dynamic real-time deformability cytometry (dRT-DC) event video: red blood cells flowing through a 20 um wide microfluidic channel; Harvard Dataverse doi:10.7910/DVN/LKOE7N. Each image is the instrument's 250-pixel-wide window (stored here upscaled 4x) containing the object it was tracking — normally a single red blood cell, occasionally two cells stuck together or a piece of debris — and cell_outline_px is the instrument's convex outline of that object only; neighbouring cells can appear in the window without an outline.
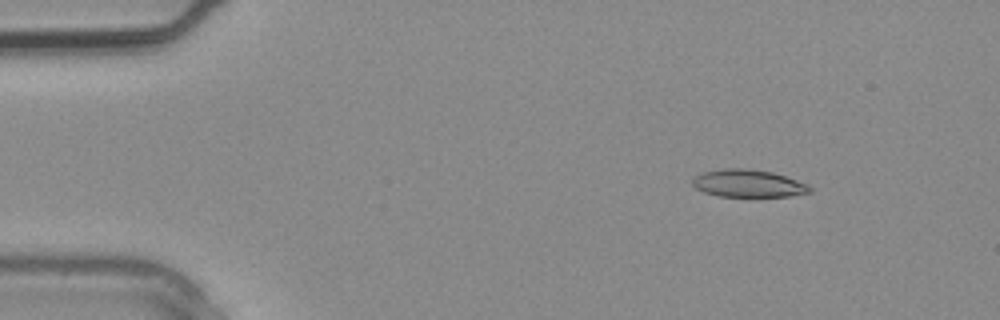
{"species": "common noctule bat (a hibernating species)", "species_latin": "Nyctalus noctula", "temperature_condition": "warm", "stored_images_in_passage": 2, "camera_frame_rate_fps": 3000, "um_per_image_px": 0.085, "animal": {"sex": "male", "body_mass_g": 20.4}, "frame": {"image": 1, "passage_image": 1, "time_ms": 0.0, "image_size_px": [1000, 320], "cell_outline_px": [[812, 192], [788, 196], [720, 196], [704, 192], [696, 188], [692, 184], [692, 180], [696, 176], [704, 172], [724, 168], [748, 168], [772, 172], [808, 184], [812, 188]], "centroid_in_image_um": [63.61, 15.58], "position_along_channel_um": 21.4, "area_um2": 18.67}}